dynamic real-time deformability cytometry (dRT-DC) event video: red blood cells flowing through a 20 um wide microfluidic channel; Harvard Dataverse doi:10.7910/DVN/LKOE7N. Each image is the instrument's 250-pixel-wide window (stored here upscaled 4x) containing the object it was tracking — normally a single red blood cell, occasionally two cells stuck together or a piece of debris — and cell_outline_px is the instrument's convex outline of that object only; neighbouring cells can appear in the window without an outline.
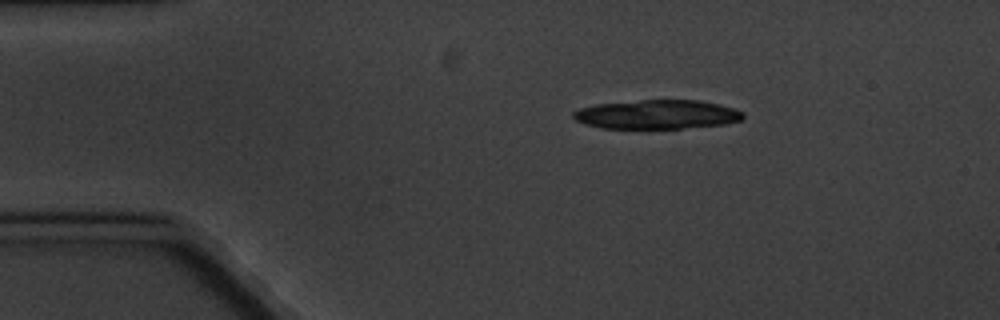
{"species": "common noctule bat (a hibernating species)", "species_latin": "Nyctalus noctula", "temperature_condition": "cold", "stored_images_in_passage": 8, "camera_frame_rate_fps": 3000, "um_per_image_px": 0.085, "animal": {"sex": "male", "body_mass_g": 20.1, "forearm_length_mm": 53.5}, "frame": {"image": 1, "passage_image": 3, "time_ms": 2.333, "image_size_px": [1000, 320], "cell_outline_px": [[744, 116], [740, 120], [724, 124], [680, 128], [600, 128], [584, 124], [576, 120], [572, 116], [572, 112], [580, 108], [596, 104], [640, 100], [700, 100], [720, 104], [744, 112]], "centroid_in_image_um": [55.82, 9.72], "position_along_channel_um": 29.2, "area_um2": 28.73}}